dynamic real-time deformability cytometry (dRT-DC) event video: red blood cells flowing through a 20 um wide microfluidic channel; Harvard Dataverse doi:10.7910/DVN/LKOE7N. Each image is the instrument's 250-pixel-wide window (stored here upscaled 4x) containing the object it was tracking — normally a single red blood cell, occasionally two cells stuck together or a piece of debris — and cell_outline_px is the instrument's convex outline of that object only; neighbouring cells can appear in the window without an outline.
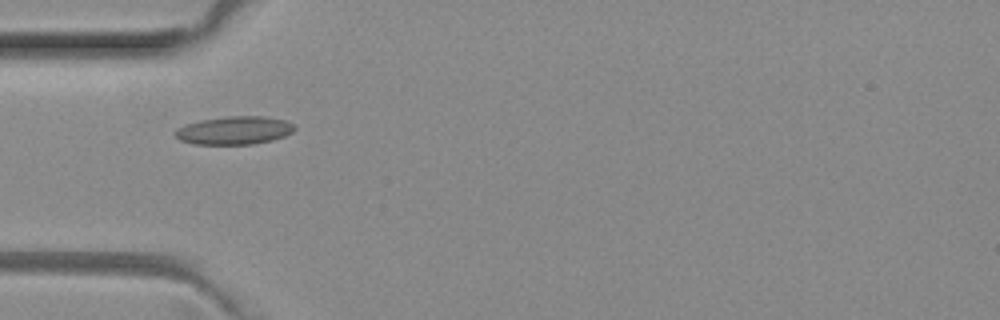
{"species": "common noctule bat (a hibernating species)", "species_latin": "Nyctalus noctula", "temperature_condition": "room temperature", "stored_images_in_passage": 6, "camera_frame_rate_fps": 3000, "um_per_image_px": 0.085, "animal": {"sex": "female", "body_mass_g": 29.2, "forearm_length_mm": 56.3}, "frame": {"image": 1, "passage_image": 3, "time_ms": 0.667, "image_size_px": [1000, 320], "cell_outline_px": [[296, 128], [292, 132], [284, 136], [272, 140], [252, 144], [192, 144], [180, 140], [172, 132], [176, 128], [184, 124], [200, 120], [228, 116], [264, 116], [284, 120], [296, 124]], "centroid_in_image_um": [19.9, 11.08], "position_along_channel_um": 65.1, "area_um2": 19.77}}
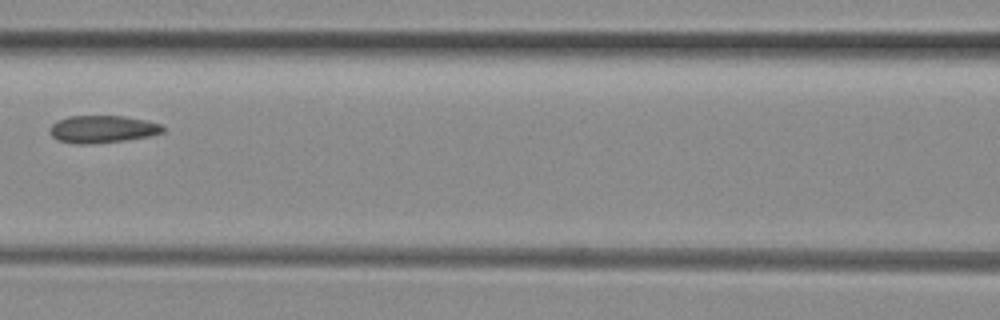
{"frame": {"image": 2, "passage_image": 5, "time_ms": 1.333, "image_size_px": [1000, 320], "cell_outline_px": [[164, 132], [148, 136], [128, 140], [88, 144], [76, 144], [56, 140], [48, 132], [48, 128], [56, 120], [68, 116], [124, 116], [148, 120], [160, 124], [164, 128]], "centroid_in_image_um": [8.66, 10.98], "position_along_channel_um": 157.9, "area_um2": 18.32}}
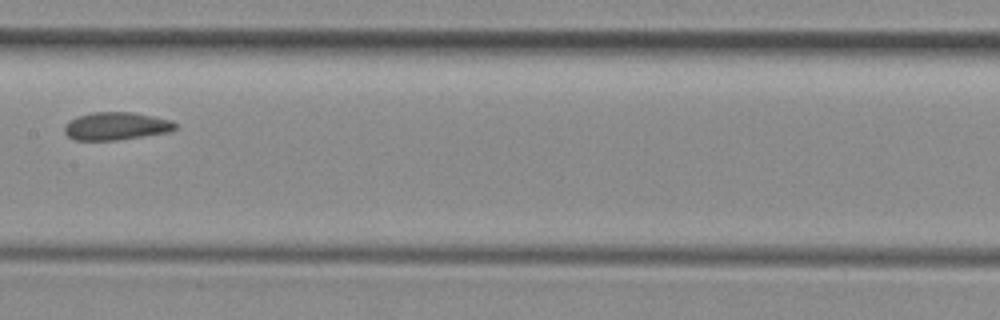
{"frame": {"image": 3, "passage_image": 6, "time_ms": 1.667, "image_size_px": [1000, 320], "cell_outline_px": [[176, 128], [172, 132], [116, 140], [76, 140], [68, 136], [64, 132], [64, 124], [68, 120], [76, 116], [92, 112], [132, 112], [172, 120], [176, 124]], "centroid_in_image_um": [9.86, 10.71], "position_along_channel_um": 197.5, "area_um2": 18.15}}